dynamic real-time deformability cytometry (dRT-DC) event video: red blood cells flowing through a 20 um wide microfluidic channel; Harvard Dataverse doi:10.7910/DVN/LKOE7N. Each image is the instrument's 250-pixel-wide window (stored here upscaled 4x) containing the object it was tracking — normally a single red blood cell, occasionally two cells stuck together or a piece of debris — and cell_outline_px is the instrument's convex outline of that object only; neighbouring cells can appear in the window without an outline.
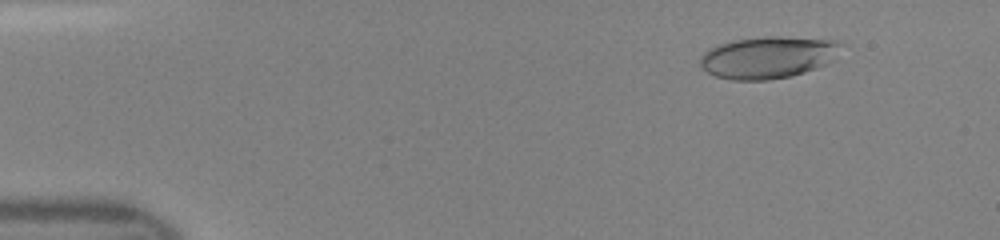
{"species": "human", "species_latin": "Homo sapiens", "temperature_condition": "room temperature", "stored_images_in_passage": 47, "camera_frame_rate_fps": 3000, "um_per_image_px": 0.085, "donor": {"sex": "female"}, "frame": {"image": 1, "passage_image": 5, "time_ms": 1.333, "image_size_px": [1000, 240], "cell_outline_px": [[844, 44], [824, 64], [816, 68], [804, 72], [788, 76], [768, 80], [732, 80], [716, 76], [700, 68], [700, 56], [708, 48], [720, 44], [736, 40], [768, 36], [780, 36], [836, 40]], "centroid_in_image_um": [65.22, 4.87], "position_along_channel_um": 19.8, "area_um2": 34.1}}
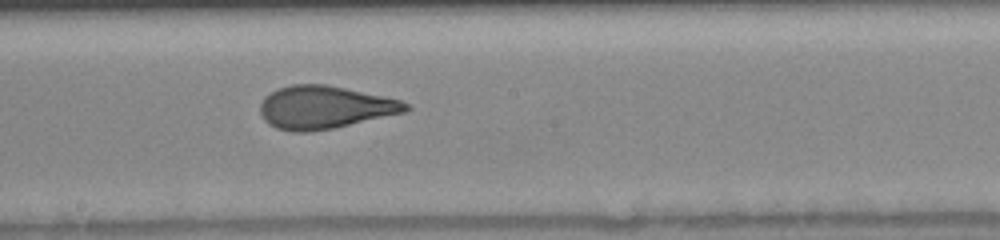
{"frame": {"image": 2, "passage_image": 26, "time_ms": 8.333, "image_size_px": [1000, 240], "cell_outline_px": [[412, 108], [404, 112], [332, 128], [308, 132], [292, 132], [276, 128], [268, 124], [264, 120], [260, 112], [260, 104], [264, 96], [280, 88], [292, 84], [324, 84], [384, 96], [400, 100], [408, 104]], "centroid_in_image_um": [27.56, 9.12], "position_along_channel_um": 220.6, "area_um2": 36.07}}
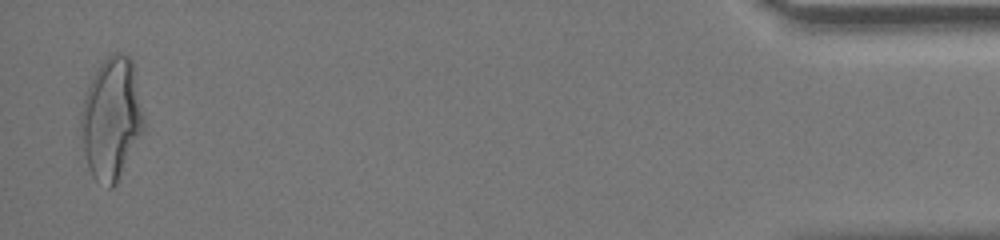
{"frame": {"image": 3, "passage_image": 46, "time_ms": 15.0, "image_size_px": [1000, 240], "cell_outline_px": [[144, 132], [116, 184], [112, 188], [108, 188], [96, 180], [92, 176], [88, 168], [80, 128], [80, 112], [92, 76], [100, 64], [112, 52], [116, 52], [128, 56], [132, 60], [144, 116]], "centroid_in_image_um": [9.48, 10.1], "position_along_channel_um": 425.7, "area_um2": 44.68}}